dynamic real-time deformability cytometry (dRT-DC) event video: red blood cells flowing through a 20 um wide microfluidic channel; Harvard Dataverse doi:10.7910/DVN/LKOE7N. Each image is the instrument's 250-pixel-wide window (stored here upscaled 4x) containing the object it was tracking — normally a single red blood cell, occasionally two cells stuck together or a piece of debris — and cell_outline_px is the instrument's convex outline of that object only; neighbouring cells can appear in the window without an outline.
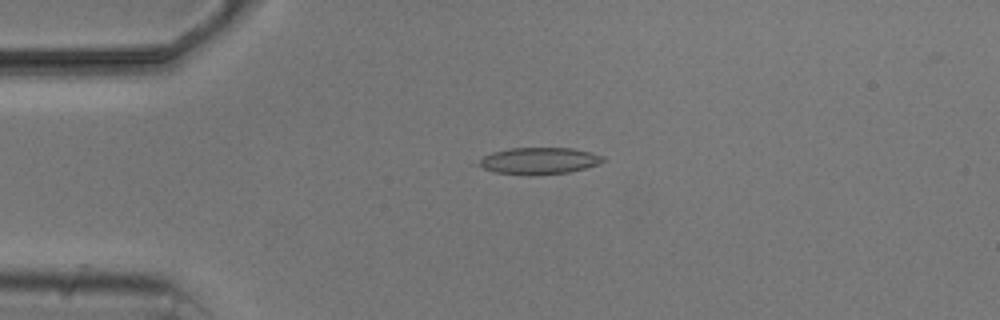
{"species": "common noctule bat (a hibernating species)", "species_latin": "Nyctalus noctula", "temperature_condition": "cold", "stored_images_in_passage": 7, "camera_frame_rate_fps": 3000, "um_per_image_px": 0.085, "animal": {"sex": "male", "body_mass_g": 20.5, "forearm_length_mm": 52.5}, "frame": {"image": 1, "passage_image": 4, "time_ms": 3.667, "image_size_px": [1000, 320], "cell_outline_px": [[604, 160], [596, 164], [584, 168], [568, 172], [532, 176], [528, 176], [496, 172], [484, 168], [480, 164], [480, 160], [484, 156], [492, 152], [508, 148], [572, 148], [592, 152], [604, 156]], "centroid_in_image_um": [45.83, 13.67], "position_along_channel_um": 39.2, "area_um2": 19.25}}
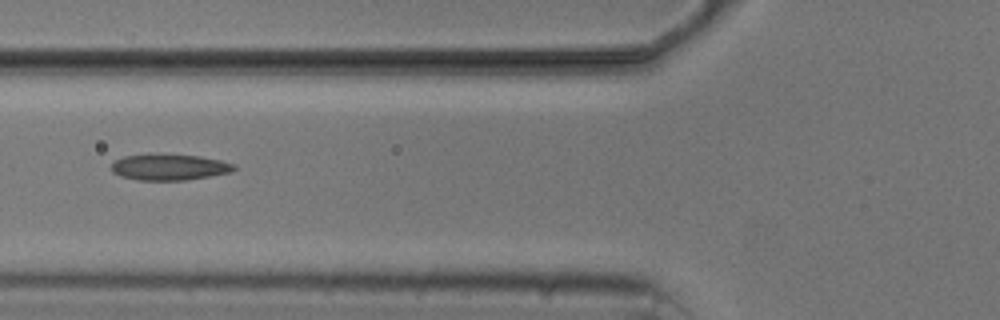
{"frame": {"image": 2, "passage_image": 6, "time_ms": 6.333, "image_size_px": [1000, 320], "cell_outline_px": [[236, 168], [232, 172], [184, 180], [140, 180], [120, 176], [112, 172], [112, 164], [116, 160], [124, 156], [148, 152], [200, 156], [220, 160], [236, 164]], "centroid_in_image_um": [14.38, 14.17], "position_along_channel_um": 111.4, "area_um2": 19.02}}
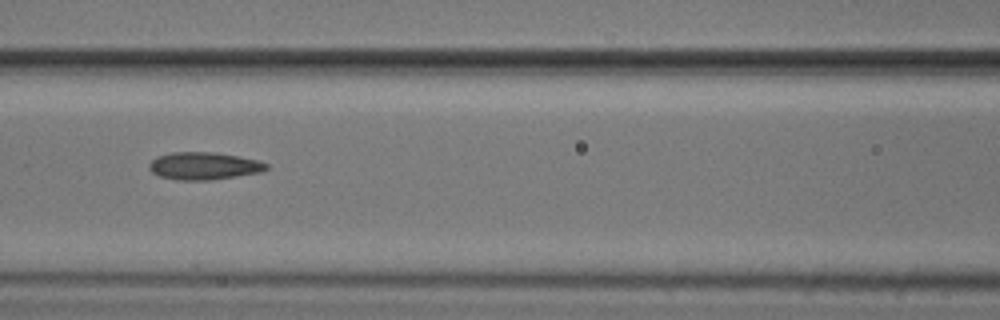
{"frame": {"image": 3, "passage_image": 7, "time_ms": 7.333, "image_size_px": [1000, 320], "cell_outline_px": [[268, 168], [260, 172], [236, 176], [208, 180], [176, 180], [160, 176], [152, 172], [148, 168], [148, 164], [156, 156], [172, 152], [216, 152], [260, 160], [268, 164]], "centroid_in_image_um": [17.31, 14.09], "position_along_channel_um": 149.3, "area_um2": 18.84}}